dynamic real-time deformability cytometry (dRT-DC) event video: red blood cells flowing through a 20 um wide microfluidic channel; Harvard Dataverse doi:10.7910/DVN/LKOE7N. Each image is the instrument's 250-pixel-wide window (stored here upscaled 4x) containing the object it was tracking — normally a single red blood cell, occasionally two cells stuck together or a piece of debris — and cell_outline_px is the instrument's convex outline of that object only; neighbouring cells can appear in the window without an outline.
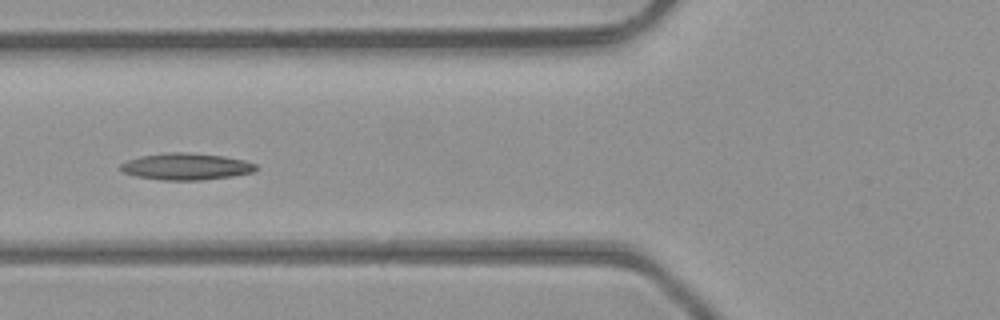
{"species": "common noctule bat (a hibernating species)", "species_latin": "Nyctalus noctula", "temperature_condition": "room temperature", "stored_images_in_passage": 6, "camera_frame_rate_fps": 3000, "um_per_image_px": 0.085, "animal": {"sex": "male", "body_mass_g": 23.1, "forearm_length_mm": 52.7}, "frame": {"image": 1, "passage_image": 5, "time_ms": 1.333, "image_size_px": [1000, 320], "cell_outline_px": [[256, 168], [252, 172], [232, 176], [204, 180], [160, 180], [136, 176], [124, 172], [120, 168], [120, 164], [128, 160], [140, 156], [168, 152], [188, 152], [224, 156], [244, 160], [256, 164]], "centroid_in_image_um": [15.81, 14.15], "position_along_channel_um": 110.0, "area_um2": 21.04}}
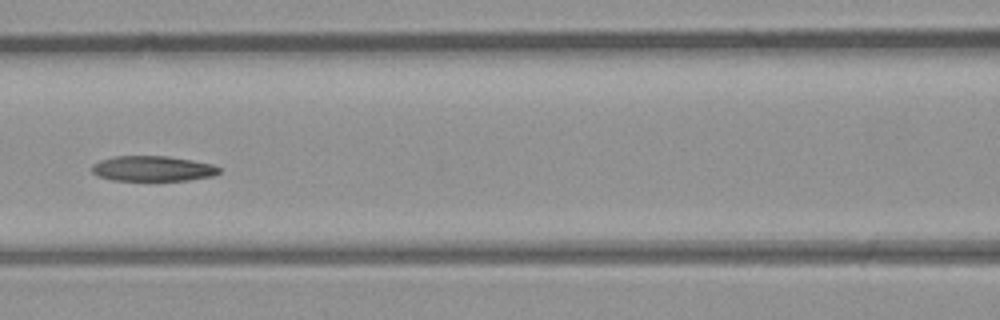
{"frame": {"image": 2, "passage_image": 6, "time_ms": 1.667, "image_size_px": [1000, 320], "cell_outline_px": [[220, 172], [212, 176], [188, 180], [112, 180], [96, 176], [92, 172], [92, 164], [100, 160], [112, 156], [168, 156], [192, 160], [212, 164], [220, 168]], "centroid_in_image_um": [12.95, 14.32], "position_along_channel_um": 153.7, "area_um2": 18.79}}